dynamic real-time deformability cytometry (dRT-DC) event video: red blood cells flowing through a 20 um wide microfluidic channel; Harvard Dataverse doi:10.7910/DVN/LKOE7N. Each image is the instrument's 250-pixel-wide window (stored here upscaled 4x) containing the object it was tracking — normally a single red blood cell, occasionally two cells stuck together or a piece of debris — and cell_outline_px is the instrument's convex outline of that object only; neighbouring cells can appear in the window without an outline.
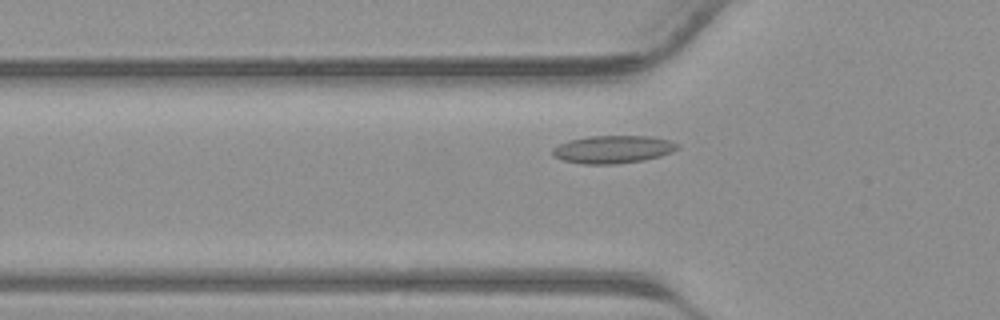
{"species": "common noctule bat (a hibernating species)", "species_latin": "Nyctalus noctula", "temperature_condition": "warm", "stored_images_in_passage": 38, "camera_frame_rate_fps": 3000, "um_per_image_px": 0.085, "animal": {"sex": "male", "body_mass_g": 23.1, "forearm_length_mm": 52.7}, "frame": {"image": 1, "passage_image": 10, "time_ms": 3.0, "image_size_px": [1000, 320], "cell_outline_px": [[680, 148], [672, 152], [660, 156], [644, 160], [616, 164], [584, 164], [564, 160], [552, 156], [552, 148], [568, 140], [588, 136], [652, 136], [672, 140], [680, 144]], "centroid_in_image_um": [52.14, 12.69], "position_along_channel_um": 73.7, "area_um2": 20.46}}
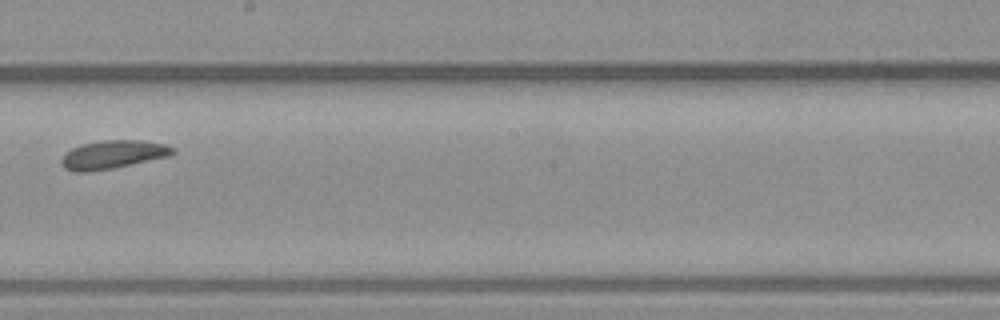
{"frame": {"image": 2, "passage_image": 20, "time_ms": 6.333, "image_size_px": [1000, 320], "cell_outline_px": [[176, 152], [172, 156], [112, 168], [88, 172], [72, 172], [64, 168], [60, 164], [60, 160], [64, 152], [80, 144], [100, 140], [144, 140], [164, 144], [176, 148]], "centroid_in_image_um": [9.59, 13.13], "position_along_channel_um": 238.6, "area_um2": 18.84}}
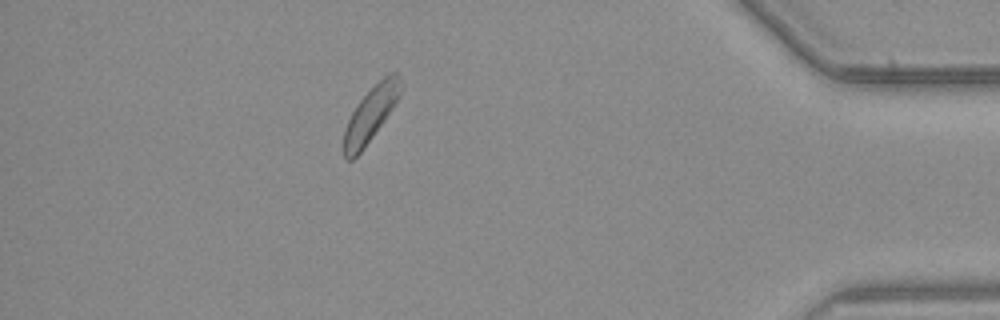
{"frame": {"image": 3, "passage_image": 33, "time_ms": 10.667, "image_size_px": [1000, 320], "cell_outline_px": [[400, 96], [384, 120], [360, 152], [352, 160], [344, 160], [344, 128], [356, 104], [388, 72], [396, 72], [400, 76]], "centroid_in_image_um": [31.49, 9.7], "position_along_channel_um": 403.7, "area_um2": 17.63}}